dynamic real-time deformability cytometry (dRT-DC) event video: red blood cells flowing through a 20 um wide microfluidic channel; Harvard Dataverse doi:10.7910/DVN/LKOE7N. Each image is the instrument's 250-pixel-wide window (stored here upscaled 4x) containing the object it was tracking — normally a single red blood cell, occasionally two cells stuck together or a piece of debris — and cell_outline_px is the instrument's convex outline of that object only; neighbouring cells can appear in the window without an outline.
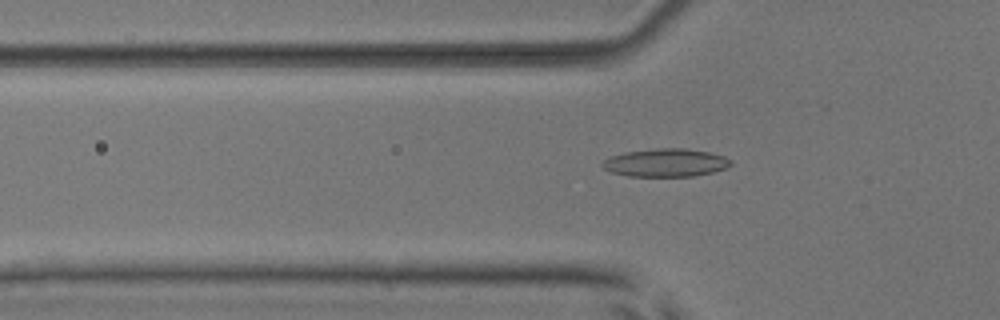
{"species": "common noctule bat (a hibernating species)", "species_latin": "Nyctalus noctula", "temperature_condition": "room temperature", "stored_images_in_passage": 43, "camera_frame_rate_fps": 3000, "um_per_image_px": 0.085, "animal": {"sex": "male", "body_mass_g": 17.9, "forearm_length_mm": 54.2}, "frame": {"image": 1, "passage_image": 18, "time_ms": 5.667, "image_size_px": [1000, 320], "cell_outline_px": [[732, 164], [728, 168], [712, 172], [692, 176], [628, 176], [612, 172], [604, 168], [600, 164], [604, 160], [612, 156], [624, 152], [656, 148], [684, 148], [708, 152], [724, 156], [732, 160]], "centroid_in_image_um": [56.6, 13.82], "position_along_channel_um": 69.2, "area_um2": 20.98}}
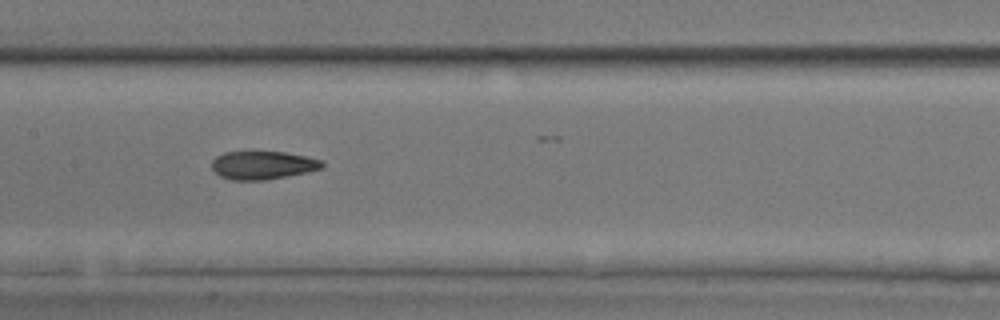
{"frame": {"image": 2, "passage_image": 27, "time_ms": 8.667, "image_size_px": [1000, 320], "cell_outline_px": [[324, 164], [320, 168], [308, 172], [264, 180], [232, 180], [220, 176], [212, 168], [212, 160], [216, 156], [224, 152], [284, 152], [308, 156], [324, 160]], "centroid_in_image_um": [22.35, 14.03], "position_along_channel_um": 185.1, "area_um2": 18.15}}
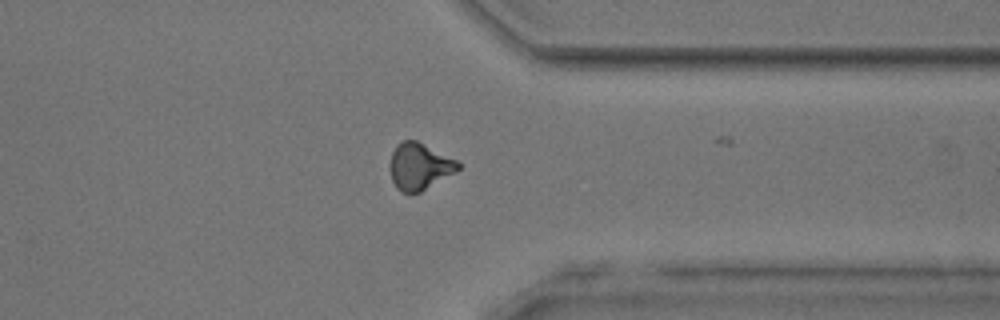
{"frame": {"image": 3, "passage_image": 42, "time_ms": 13.667, "image_size_px": [1000, 320], "cell_outline_px": [[460, 168], [456, 172], [420, 192], [408, 196], [400, 192], [396, 188], [392, 180], [392, 152], [396, 144], [404, 140], [416, 140], [456, 160], [460, 164]], "centroid_in_image_um": [35.65, 14.18], "position_along_channel_um": 375.7, "area_um2": 18.44}}